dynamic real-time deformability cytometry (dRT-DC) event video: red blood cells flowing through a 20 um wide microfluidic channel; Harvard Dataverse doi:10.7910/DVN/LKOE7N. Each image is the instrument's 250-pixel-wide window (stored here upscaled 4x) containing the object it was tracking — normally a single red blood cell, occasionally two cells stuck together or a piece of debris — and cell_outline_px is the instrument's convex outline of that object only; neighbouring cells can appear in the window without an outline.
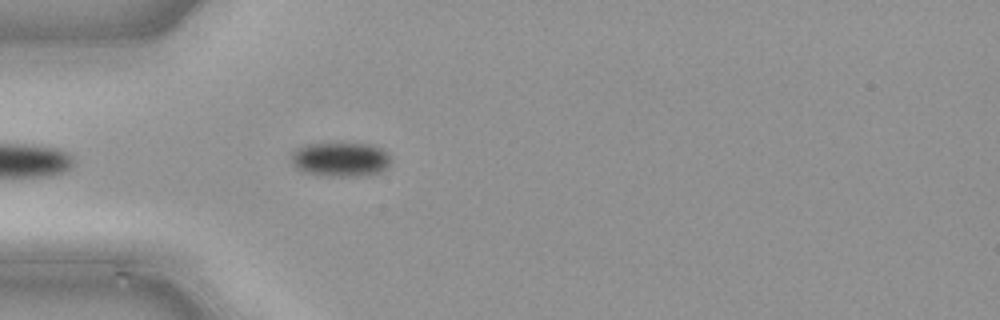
{"species": "common noctule bat (a hibernating species)", "species_latin": "Nyctalus noctula", "temperature_condition": "cold", "stored_images_in_passage": 7, "camera_frame_rate_fps": 3000, "um_per_image_px": 0.085, "animal": {"sex": "male", "body_mass_g": 21.5, "forearm_length_mm": 52.0}, "frame": {"image": 1, "passage_image": 4, "time_ms": 1.0, "image_size_px": [1000, 320], "cell_outline_px": [[388, 164], [380, 172], [368, 176], [320, 176], [304, 172], [296, 168], [292, 164], [292, 152], [296, 148], [304, 144], [340, 140], [368, 144], [380, 148], [388, 156]], "centroid_in_image_um": [28.86, 13.51], "position_along_channel_um": 56.1, "area_um2": 20.69}}